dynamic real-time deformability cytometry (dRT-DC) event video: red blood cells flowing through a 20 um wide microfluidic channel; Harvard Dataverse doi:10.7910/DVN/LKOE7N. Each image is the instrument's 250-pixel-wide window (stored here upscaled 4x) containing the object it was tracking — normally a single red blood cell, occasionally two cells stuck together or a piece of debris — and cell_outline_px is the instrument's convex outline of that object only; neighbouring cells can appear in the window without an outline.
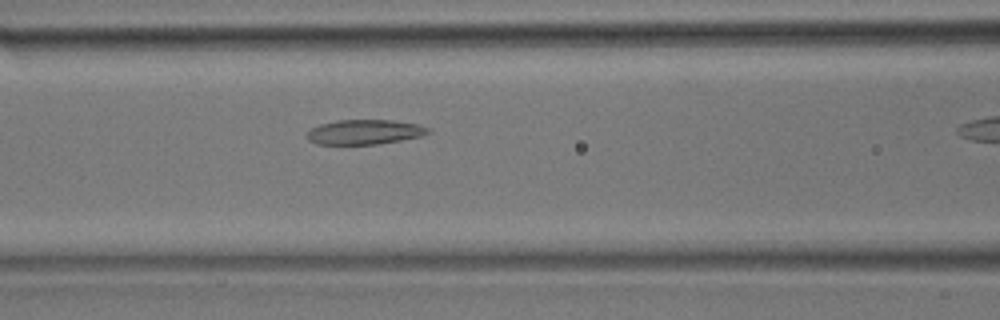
{"species": "common noctule bat (a hibernating species)", "species_latin": "Nyctalus noctula", "temperature_condition": "room temperature", "stored_images_in_passage": 23, "segment_of_instrument_passage": [1, 2], "camera_frame_rate_fps": 3000, "um_per_image_px": 0.085, "animal": {"sex": "male", "body_mass_g": 17.9}, "frame": {"image": 1, "passage_image": 8, "time_ms": 2.333, "image_size_px": [1000, 320], "cell_outline_px": [[432, 132], [420, 136], [400, 140], [376, 144], [316, 144], [308, 140], [308, 132], [312, 128], [320, 124], [336, 120], [392, 120], [416, 124], [428, 128]], "centroid_in_image_um": [30.97, 11.22], "position_along_channel_um": 135.6, "area_um2": 17.28}}
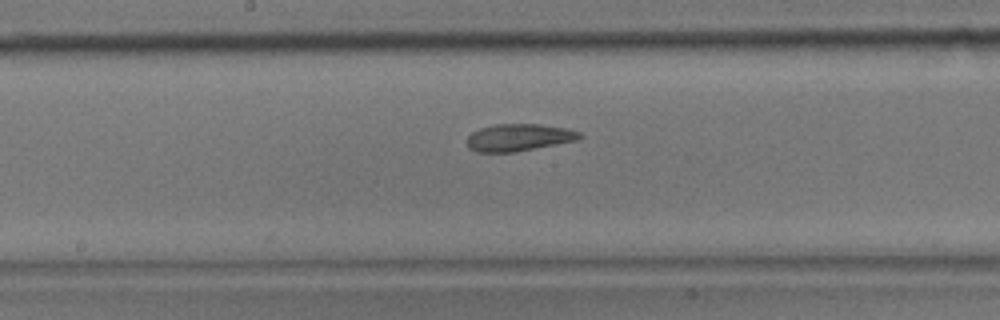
{"frame": {"image": 2, "passage_image": 12, "time_ms": 3.667, "image_size_px": [1000, 320], "cell_outline_px": [[584, 136], [576, 140], [516, 152], [476, 152], [468, 148], [468, 136], [472, 132], [480, 128], [496, 124], [536, 124], [564, 128], [580, 132]], "centroid_in_image_um": [44.07, 11.69], "position_along_channel_um": 204.1, "area_um2": 17.69}}
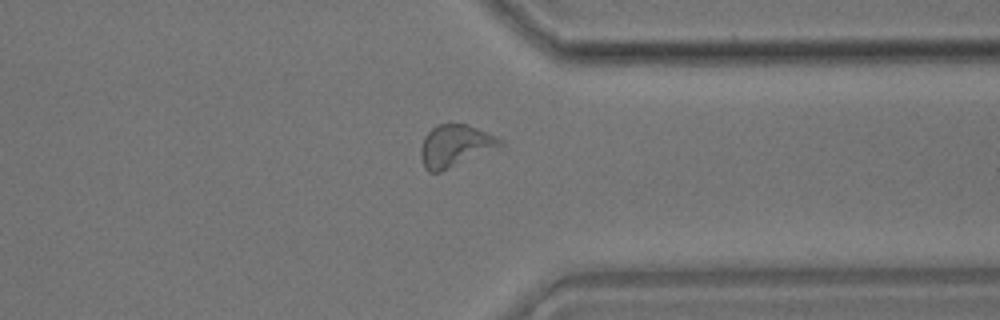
{"frame": {"image": 3, "passage_image": 22, "time_ms": 7.0, "image_size_px": [1000, 320], "cell_outline_px": [[504, 144], [440, 172], [428, 172], [424, 168], [420, 156], [420, 148], [424, 136], [436, 124], [468, 124], [504, 140]], "centroid_in_image_um": [38.63, 12.38], "position_along_channel_um": 372.8, "area_um2": 19.19}}